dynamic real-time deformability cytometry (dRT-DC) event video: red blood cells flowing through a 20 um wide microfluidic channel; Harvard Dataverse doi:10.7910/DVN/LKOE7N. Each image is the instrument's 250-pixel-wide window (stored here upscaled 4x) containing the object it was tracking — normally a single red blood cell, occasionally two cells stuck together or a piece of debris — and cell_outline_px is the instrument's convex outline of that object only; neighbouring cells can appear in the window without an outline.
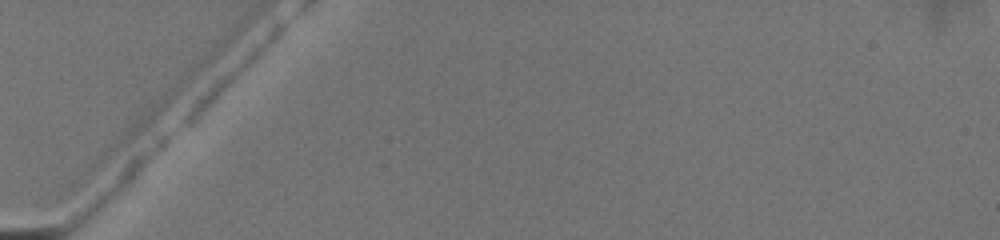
{"species": "common noctule bat (a hibernating species)", "species_latin": "Nyctalus noctula", "temperature_condition": "warm", "stored_images_in_passage": 4, "camera_frame_rate_fps": 3000, "um_per_image_px": 0.085, "animal": {"sex": "female", "body_mass_g": 19.5, "forearm_length_mm": 54.1}, "frame": {"image": 1, "passage_image": 1, "time_ms": 0.0, "image_size_px": [1000, 240], "cell_outline_px": [[284, 28], [280, 36], [192, 124], [184, 124], [184, 120], [192, 104], [216, 80], [276, 24], [284, 24]], "centroid_in_image_um": [19.74, 6.33], "position_along_channel_um": 65.3, "area_um2": 12.6}}